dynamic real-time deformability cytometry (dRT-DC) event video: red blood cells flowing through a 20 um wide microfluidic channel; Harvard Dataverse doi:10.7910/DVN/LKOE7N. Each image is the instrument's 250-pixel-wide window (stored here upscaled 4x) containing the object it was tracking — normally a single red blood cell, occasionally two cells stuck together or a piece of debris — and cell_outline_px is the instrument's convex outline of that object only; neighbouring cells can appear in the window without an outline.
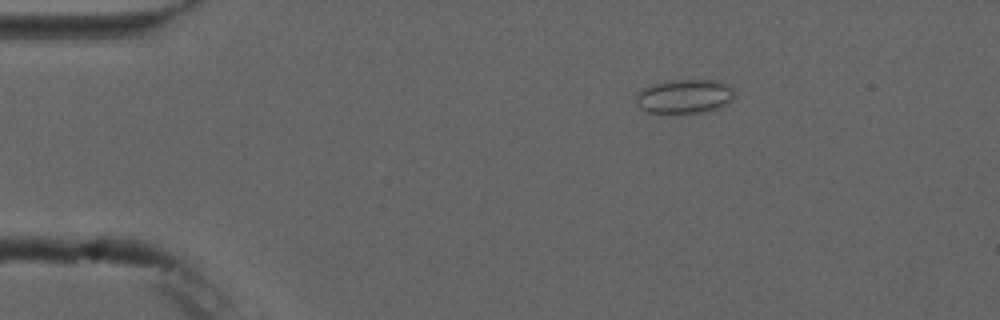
{"species": "common noctule bat (a hibernating species)", "species_latin": "Nyctalus noctula", "temperature_condition": "cold", "stored_images_in_passage": 5, "camera_frame_rate_fps": 3000, "um_per_image_px": 0.085, "animal": {"sex": "male", "forearm_length_mm": 52.5}, "frame": {"image": 1, "passage_image": 3, "time_ms": 2.667, "image_size_px": [1000, 320], "cell_outline_px": [[736, 96], [728, 104], [720, 108], [704, 112], [648, 112], [640, 108], [636, 104], [636, 96], [644, 88], [656, 84], [672, 80], [720, 80], [728, 84], [736, 92]], "centroid_in_image_um": [58.28, 8.18], "position_along_channel_um": 26.7, "area_um2": 19.54}}